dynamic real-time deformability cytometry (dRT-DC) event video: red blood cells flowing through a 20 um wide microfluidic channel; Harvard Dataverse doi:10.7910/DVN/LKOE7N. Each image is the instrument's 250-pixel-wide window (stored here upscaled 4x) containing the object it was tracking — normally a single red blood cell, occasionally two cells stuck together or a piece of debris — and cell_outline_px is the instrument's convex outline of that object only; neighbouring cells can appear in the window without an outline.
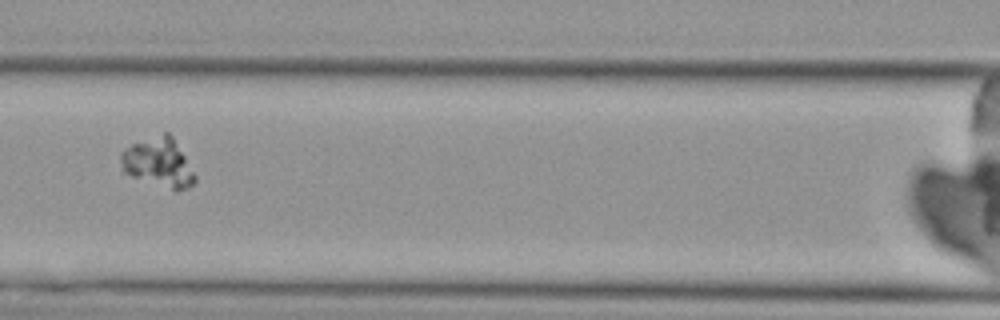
{"species": "Egyptian fruit bat (a non-hibernating species)", "species_latin": "Rousettus aegyptiacus", "temperature_condition": "cold", "stored_images_in_passage": 3, "camera_frame_rate_fps": 3000, "um_per_image_px": 0.085, "animal": {"sex": "female"}, "frame": {"image": 1, "passage_image": 3, "time_ms": 2.333, "image_size_px": [1000, 320], "cell_outline_px": [[196, 180], [188, 188], [176, 192], [132, 176], [124, 172], [120, 160], [120, 152], [124, 148], [132, 144], [164, 132], [168, 132], [172, 136], [196, 176]], "centroid_in_image_um": [13.46, 13.84], "position_along_channel_um": 153.1, "area_um2": 21.04}}